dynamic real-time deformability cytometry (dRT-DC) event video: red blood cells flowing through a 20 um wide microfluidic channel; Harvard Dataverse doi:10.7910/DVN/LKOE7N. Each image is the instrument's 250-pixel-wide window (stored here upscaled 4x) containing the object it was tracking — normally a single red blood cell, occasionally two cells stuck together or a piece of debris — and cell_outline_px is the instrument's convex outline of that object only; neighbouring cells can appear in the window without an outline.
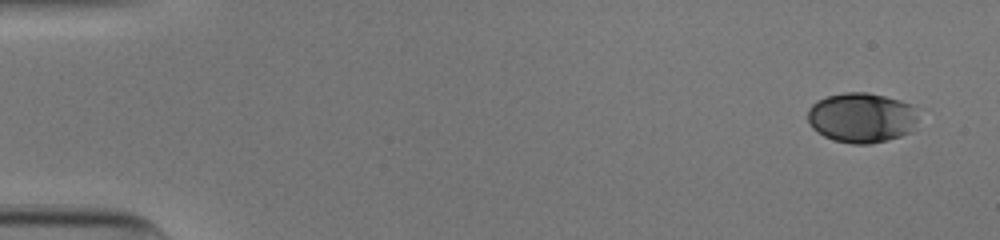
{"species": "human", "species_latin": "Homo sapiens", "temperature_condition": "cold", "stored_images_in_passage": 51, "camera_frame_rate_fps": 3000, "um_per_image_px": 0.085, "donor": {"sex": "male"}, "frame": {"image": 1, "passage_image": 1, "time_ms": 0.0, "image_size_px": [1000, 240], "cell_outline_px": [[916, 120], [912, 132], [888, 140], [868, 144], [852, 144], [832, 140], [816, 132], [812, 128], [808, 120], [808, 108], [816, 100], [828, 96], [844, 92], [868, 92], [900, 100], [912, 104], [916, 108]], "centroid_in_image_um": [73.22, 10.0], "position_along_channel_um": 11.8, "area_um2": 32.54}}
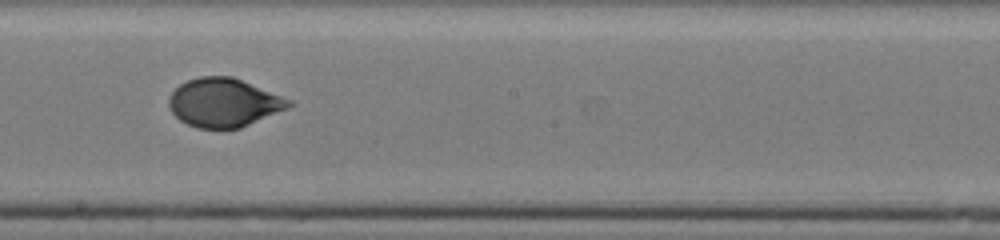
{"frame": {"image": 2, "passage_image": 29, "time_ms": 9.333, "image_size_px": [1000, 240], "cell_outline_px": [[296, 104], [288, 108], [240, 128], [196, 128], [180, 120], [172, 112], [168, 104], [168, 96], [180, 84], [188, 80], [200, 76], [232, 76], [292, 100]], "centroid_in_image_um": [19.02, 8.72], "position_along_channel_um": 229.2, "area_um2": 33.93}}
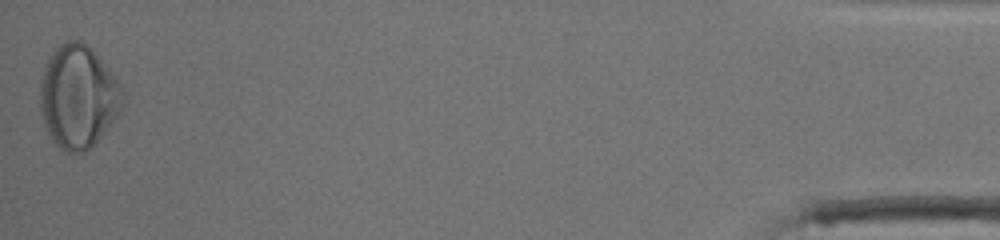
{"frame": {"image": 3, "passage_image": 51, "time_ms": 16.667, "image_size_px": [1000, 240], "cell_outline_px": [[124, 104], [120, 112], [96, 144], [84, 152], [68, 152], [60, 148], [56, 144], [44, 128], [40, 112], [40, 80], [44, 64], [52, 52], [60, 44], [68, 40], [80, 40], [116, 76], [124, 92]], "centroid_in_image_um": [6.63, 8.25], "position_along_channel_um": 428.6, "area_um2": 49.82}, "authors_computed_cell_mechanics": {"area_um2": 33.9286, "velocity_mm_per_s": 3.907, "shape_relaxation_time_tau1_ms": 5.3902, "shape_relaxation_time_tau2_ms": null, "deformation_change_tau1": 0.1534, "deformation_change_tau2": null}}